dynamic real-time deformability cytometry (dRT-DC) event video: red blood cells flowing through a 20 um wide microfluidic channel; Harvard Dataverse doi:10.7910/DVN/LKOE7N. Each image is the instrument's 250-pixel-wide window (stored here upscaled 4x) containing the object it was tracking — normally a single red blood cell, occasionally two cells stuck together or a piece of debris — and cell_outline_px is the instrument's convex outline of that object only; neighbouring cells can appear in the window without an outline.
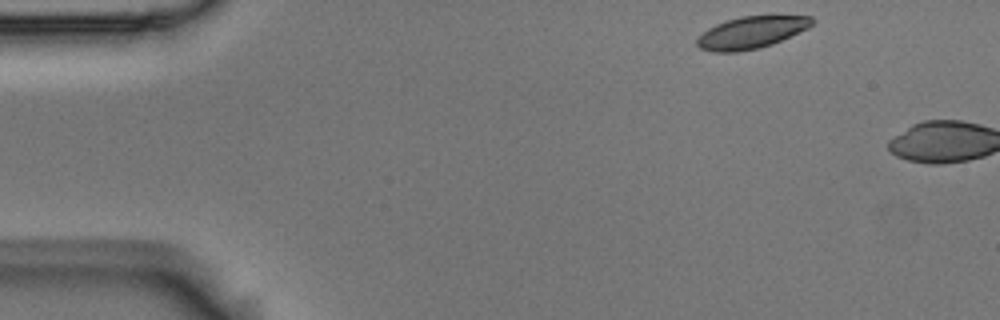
{"species": "Egyptian fruit bat (a non-hibernating species)", "species_latin": "Rousettus aegyptiacus", "temperature_condition": "room temperature", "stored_images_in_passage": 3, "camera_frame_rate_fps": 3000, "um_per_image_px": 0.085, "animal": {"sex": "male"}, "frame": {"image": 1, "passage_image": 1, "time_ms": 0.0, "image_size_px": [1000, 320], "cell_outline_px": [[816, 20], [808, 28], [772, 44], [756, 48], [736, 52], [712, 52], [700, 48], [696, 44], [696, 40], [708, 28], [716, 24], [740, 16], [812, 16]], "centroid_in_image_um": [63.86, 2.76], "position_along_channel_um": 21.1, "area_um2": 21.21}}